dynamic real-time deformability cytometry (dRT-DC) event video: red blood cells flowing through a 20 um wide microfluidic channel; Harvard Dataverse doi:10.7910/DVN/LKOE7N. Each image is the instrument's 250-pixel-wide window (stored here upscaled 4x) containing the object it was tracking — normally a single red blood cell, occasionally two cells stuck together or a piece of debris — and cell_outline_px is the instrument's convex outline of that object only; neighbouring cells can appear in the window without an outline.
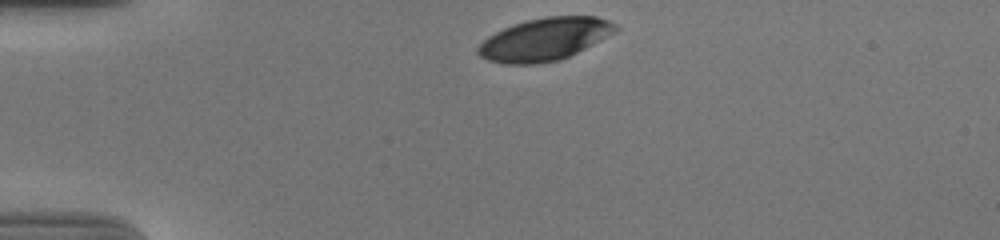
{"species": "human", "species_latin": "Homo sapiens", "temperature_condition": "cold", "stored_images_in_passage": 34, "camera_frame_rate_fps": 3000, "um_per_image_px": 0.085, "donor": {"sex": "male"}, "frame": {"image": 1, "passage_image": 1, "time_ms": 0.0, "image_size_px": [1000, 240], "cell_outline_px": [[620, 28], [616, 32], [560, 60], [536, 64], [504, 64], [488, 60], [480, 56], [476, 52], [476, 48], [488, 36], [512, 24], [544, 16], [596, 16], [608, 20], [616, 24]], "centroid_in_image_um": [46.29, 3.33], "position_along_channel_um": 38.7, "area_um2": 34.04}}
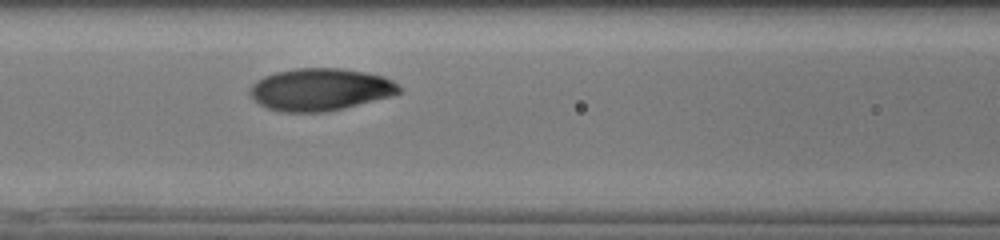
{"frame": {"image": 2, "passage_image": 13, "time_ms": 4.0, "image_size_px": [1000, 240], "cell_outline_px": [[404, 92], [324, 112], [280, 112], [268, 108], [260, 104], [248, 92], [248, 88], [256, 80], [264, 76], [276, 72], [296, 68], [340, 68], [364, 72], [384, 76], [392, 80], [404, 88]], "centroid_in_image_um": [27.2, 7.59], "position_along_channel_um": 139.4, "area_um2": 36.59}}
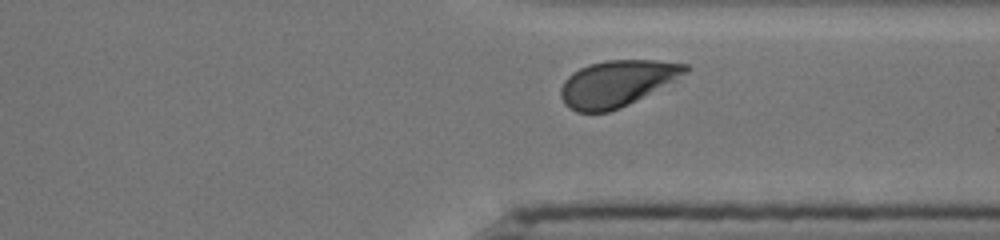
{"frame": {"image": 3, "passage_image": 31, "time_ms": 10.0, "image_size_px": [1000, 240], "cell_outline_px": [[692, 68], [688, 72], [676, 80], [620, 108], [608, 112], [576, 112], [568, 108], [564, 104], [560, 96], [560, 88], [564, 80], [572, 72], [588, 64], [608, 60], [656, 60], [688, 64]], "centroid_in_image_um": [52.43, 7.08], "position_along_channel_um": 359.0, "area_um2": 33.7}, "authors_computed_cell_mechanics": {"area_um2": 35.7782, "velocity_mm_per_s": 3.6575, "shape_relaxation_time_tau1_ms": 2.5867, "shape_relaxation_time_tau2_ms": null, "deformation_change_tau1": 0.142, "deformation_change_tau2": null}}